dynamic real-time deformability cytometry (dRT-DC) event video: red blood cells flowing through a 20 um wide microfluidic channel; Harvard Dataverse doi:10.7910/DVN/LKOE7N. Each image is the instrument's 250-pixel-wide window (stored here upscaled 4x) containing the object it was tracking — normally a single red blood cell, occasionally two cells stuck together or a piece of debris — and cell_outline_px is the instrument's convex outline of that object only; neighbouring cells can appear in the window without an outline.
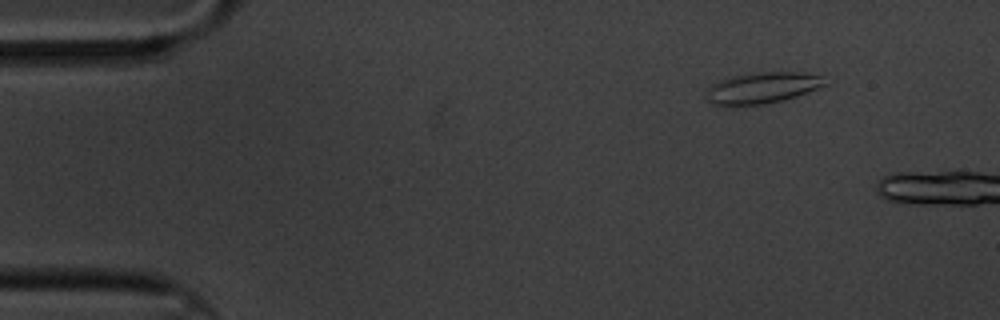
{"species": "common noctule bat (a hibernating species)", "species_latin": "Nyctalus noctula", "temperature_condition": "cold", "stored_images_in_passage": 29, "camera_frame_rate_fps": 3000, "um_per_image_px": 0.085, "animal": {"sex": "male", "body_mass_g": 20.1, "forearm_length_mm": 53.5}, "frame": {"image": 1, "passage_image": 1, "time_ms": 0.0, "image_size_px": [1000, 320], "cell_outline_px": [[828, 84], [796, 96], [784, 100], [768, 104], [724, 108], [712, 104], [708, 100], [708, 92], [712, 84], [720, 80], [732, 76], [764, 72], [804, 72], [820, 76]], "centroid_in_image_um": [64.76, 7.51], "position_along_channel_um": 20.2, "area_um2": 21.79}}
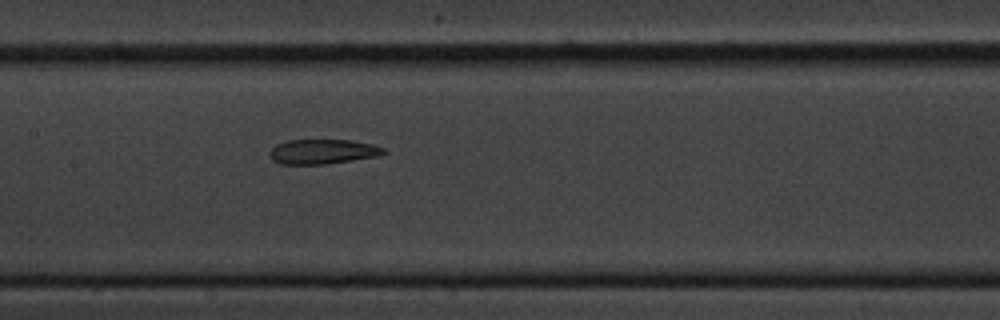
{"frame": {"image": 2, "passage_image": 23, "time_ms": 7.333, "image_size_px": [1000, 320], "cell_outline_px": [[388, 152], [376, 156], [328, 164], [280, 164], [272, 160], [268, 156], [268, 152], [276, 144], [288, 140], [352, 140], [372, 144], [384, 148]], "centroid_in_image_um": [27.39, 12.89], "position_along_channel_um": 180.0, "area_um2": 16.53}}
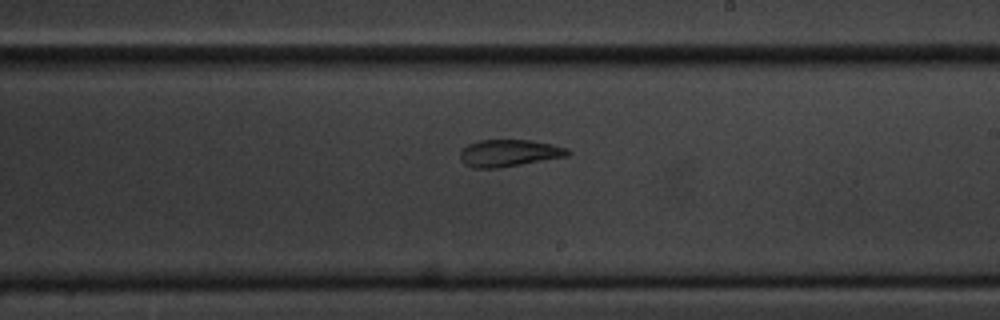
{"frame": {"image": 3, "passage_image": 29, "time_ms": 9.333, "image_size_px": [1000, 320], "cell_outline_px": [[572, 152], [568, 156], [496, 168], [472, 168], [464, 164], [460, 160], [460, 152], [468, 144], [480, 140], [532, 140], [552, 144], [568, 148]], "centroid_in_image_um": [43.27, 13.01], "position_along_channel_um": 245.7, "area_um2": 16.94}}